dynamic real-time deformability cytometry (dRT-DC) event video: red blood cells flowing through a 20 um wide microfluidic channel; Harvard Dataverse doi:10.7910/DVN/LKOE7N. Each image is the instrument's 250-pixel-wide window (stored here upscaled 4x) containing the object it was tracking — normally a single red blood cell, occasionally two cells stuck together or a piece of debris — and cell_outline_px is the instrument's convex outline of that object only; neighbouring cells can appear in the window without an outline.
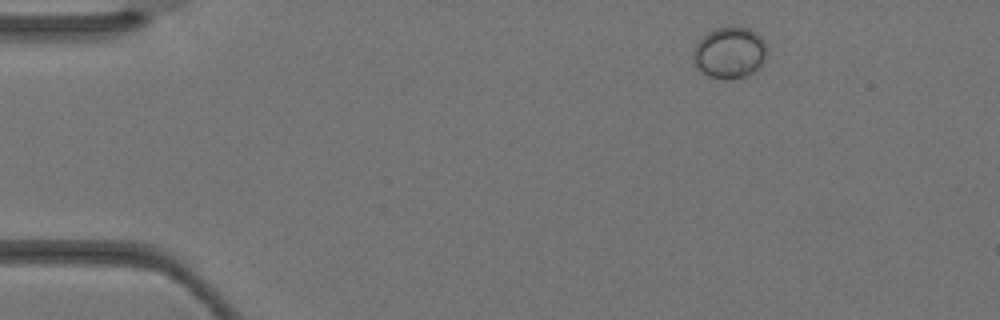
{"species": "Egyptian fruit bat (a non-hibernating species)", "species_latin": "Rousettus aegyptiacus", "temperature_condition": "warm", "stored_images_in_passage": 3, "camera_frame_rate_fps": 3000, "um_per_image_px": 0.085, "animal": {"sex": "female"}, "frame": {"image": 1, "passage_image": 1, "time_ms": 0.0, "image_size_px": [1000, 320], "cell_outline_px": [[768, 52], [764, 64], [756, 72], [744, 76], [728, 80], [724, 80], [708, 76], [700, 72], [696, 68], [692, 60], [692, 56], [696, 44], [708, 32], [716, 28], [748, 28], [756, 32], [764, 40], [768, 48]], "centroid_in_image_um": [62.05, 4.52], "position_along_channel_um": 23.0, "area_um2": 22.48}}
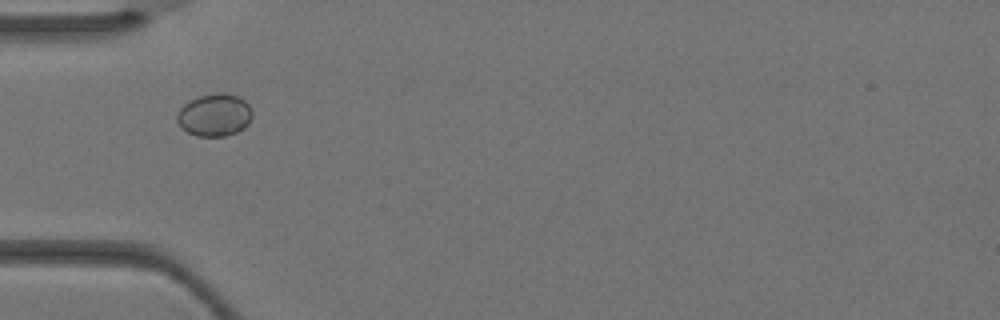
{"frame": {"image": 2, "passage_image": 3, "time_ms": 0.667, "image_size_px": [1000, 320], "cell_outline_px": [[252, 116], [248, 124], [244, 128], [236, 132], [224, 136], [196, 136], [180, 128], [176, 120], [176, 116], [180, 108], [184, 104], [200, 96], [220, 92], [224, 92], [240, 96], [248, 104], [252, 112]], "centroid_in_image_um": [18.23, 9.78], "position_along_channel_um": 66.8, "area_um2": 18.73}}